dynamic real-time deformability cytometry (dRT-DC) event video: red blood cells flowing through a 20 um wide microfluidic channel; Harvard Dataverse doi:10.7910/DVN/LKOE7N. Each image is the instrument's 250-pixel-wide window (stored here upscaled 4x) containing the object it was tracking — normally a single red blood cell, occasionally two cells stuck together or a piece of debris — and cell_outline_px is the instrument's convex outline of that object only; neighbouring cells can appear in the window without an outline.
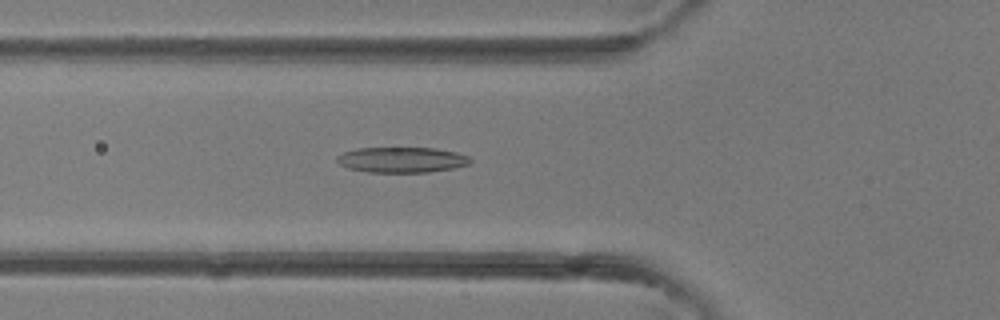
{"species": "common noctule bat (a hibernating species)", "species_latin": "Nyctalus noctula", "temperature_condition": "room temperature", "stored_images_in_passage": 39, "camera_frame_rate_fps": 3000, "um_per_image_px": 0.085, "animal": {"sex": "female"}, "frame": {"image": 1, "passage_image": 14, "time_ms": 4.333, "image_size_px": [1000, 320], "cell_outline_px": [[472, 164], [452, 168], [428, 172], [368, 172], [348, 168], [340, 164], [336, 160], [336, 156], [344, 152], [356, 148], [436, 148], [456, 152], [468, 156], [472, 160]], "centroid_in_image_um": [34.16, 13.58], "position_along_channel_um": 91.6, "area_um2": 19.83}}
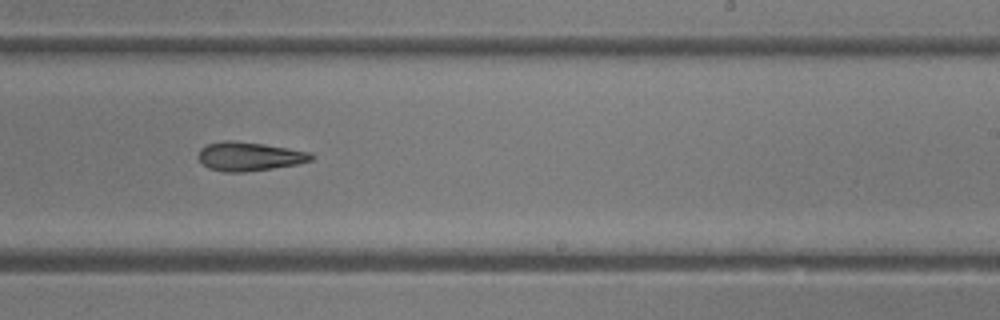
{"frame": {"image": 2, "passage_image": 24, "time_ms": 7.667, "image_size_px": [1000, 320], "cell_outline_px": [[312, 160], [296, 164], [272, 168], [244, 172], [224, 172], [208, 168], [200, 160], [200, 148], [208, 144], [224, 140], [232, 140], [264, 144], [312, 152]], "centroid_in_image_um": [21.19, 13.29], "position_along_channel_um": 267.8, "area_um2": 18.79}}
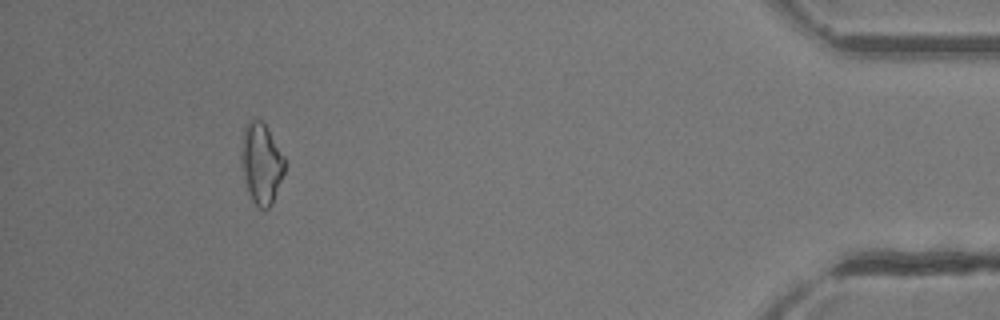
{"frame": {"image": 3, "passage_image": 36, "time_ms": 11.667, "image_size_px": [1000, 320], "cell_outline_px": [[284, 172], [272, 204], [268, 208], [260, 208], [252, 200], [248, 192], [244, 180], [240, 164], [240, 148], [244, 128], [248, 120], [260, 120], [268, 128], [284, 156]], "centroid_in_image_um": [22.18, 13.87], "position_along_channel_um": 413.0, "area_um2": 20.52}}